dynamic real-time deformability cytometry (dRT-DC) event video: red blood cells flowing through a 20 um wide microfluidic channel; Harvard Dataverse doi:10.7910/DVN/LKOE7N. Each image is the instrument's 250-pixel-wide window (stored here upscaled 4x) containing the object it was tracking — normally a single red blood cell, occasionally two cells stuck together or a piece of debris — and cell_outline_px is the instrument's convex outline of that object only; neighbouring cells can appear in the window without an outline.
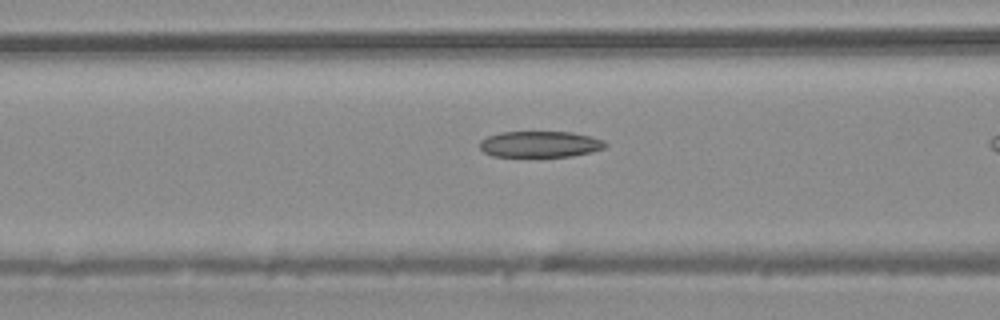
{"species": "common noctule bat (a hibernating species)", "species_latin": "Nyctalus noctula", "temperature_condition": "warm", "stored_images_in_passage": 13, "camera_frame_rate_fps": 3000, "um_per_image_px": 0.085, "animal": {"sex": "male", "body_mass_g": 20.4}, "frame": {"image": 1, "passage_image": 11, "time_ms": 3.333, "image_size_px": [1000, 320], "cell_outline_px": [[608, 144], [604, 148], [592, 152], [572, 156], [492, 156], [484, 152], [480, 148], [480, 140], [488, 136], [500, 132], [572, 132], [604, 140]], "centroid_in_image_um": [45.91, 12.25], "position_along_channel_um": 120.7, "area_um2": 19.07}}